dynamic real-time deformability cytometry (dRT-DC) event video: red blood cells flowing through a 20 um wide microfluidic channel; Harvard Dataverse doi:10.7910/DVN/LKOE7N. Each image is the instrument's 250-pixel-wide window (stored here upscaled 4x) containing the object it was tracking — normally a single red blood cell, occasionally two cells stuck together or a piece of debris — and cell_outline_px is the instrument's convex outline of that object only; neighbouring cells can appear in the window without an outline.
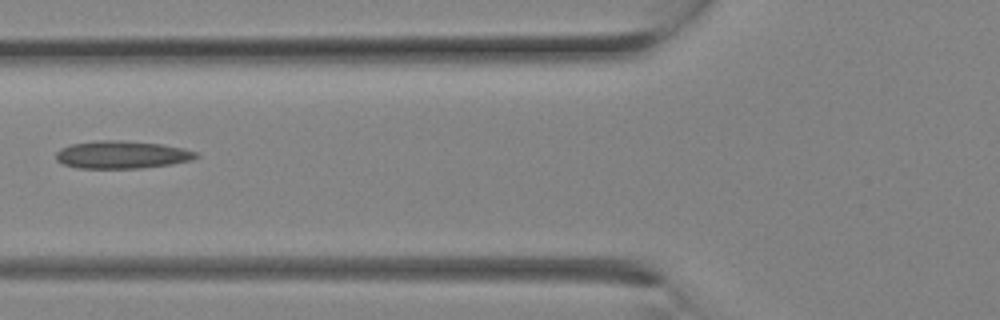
{"species": "Egyptian fruit bat (a non-hibernating species)", "species_latin": "Rousettus aegyptiacus", "temperature_condition": "room temperature", "stored_images_in_passage": 14, "camera_frame_rate_fps": 3000, "um_per_image_px": 0.085, "animal": {"sex": "female"}, "frame": {"image": 1, "passage_image": 10, "time_ms": 3.0, "image_size_px": [1000, 320], "cell_outline_px": [[200, 156], [192, 160], [172, 164], [140, 168], [76, 168], [60, 164], [56, 160], [56, 152], [72, 144], [100, 140], [124, 140], [160, 144], [184, 148], [196, 152]], "centroid_in_image_um": [10.37, 13.15], "position_along_channel_um": 115.4, "area_um2": 22.66}}
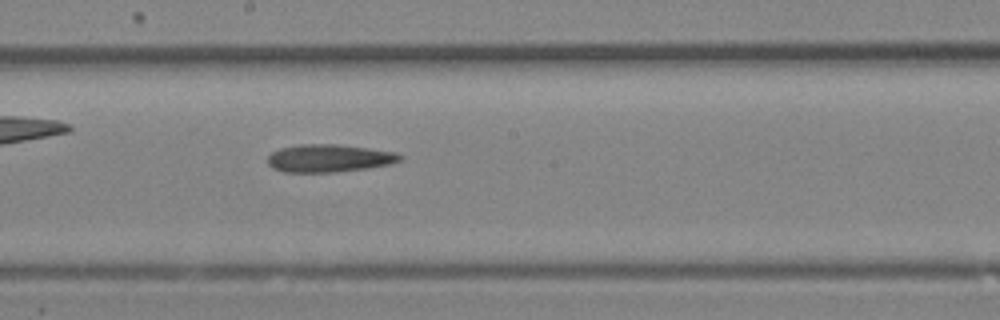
{"frame": {"image": 2, "passage_image": 14, "time_ms": 4.333, "image_size_px": [1000, 320], "cell_outline_px": [[404, 156], [400, 160], [392, 164], [368, 168], [336, 172], [284, 172], [272, 168], [268, 164], [268, 156], [272, 152], [280, 148], [300, 144], [336, 144], [368, 148], [396, 152]], "centroid_in_image_um": [27.98, 13.45], "position_along_channel_um": 220.2, "area_um2": 21.5}}